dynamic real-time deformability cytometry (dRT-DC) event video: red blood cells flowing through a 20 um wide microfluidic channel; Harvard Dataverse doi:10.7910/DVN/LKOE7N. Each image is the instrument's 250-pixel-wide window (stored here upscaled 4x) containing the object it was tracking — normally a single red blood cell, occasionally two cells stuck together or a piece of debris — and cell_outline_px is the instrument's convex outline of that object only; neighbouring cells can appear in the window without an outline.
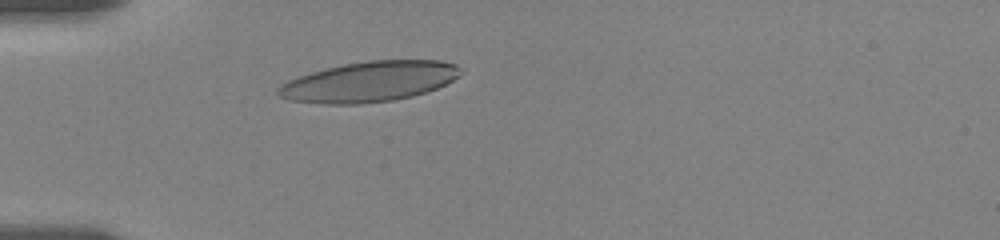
{"species": "human", "species_latin": "Homo sapiens", "temperature_condition": "room temperature", "stored_images_in_passage": 20, "camera_frame_rate_fps": 3000, "um_per_image_px": 0.085, "donor": {"sex": "female"}, "frame": {"image": 1, "passage_image": 5, "time_ms": 3.0, "image_size_px": [1000, 240], "cell_outline_px": [[464, 72], [460, 76], [436, 88], [412, 96], [392, 100], [360, 104], [324, 104], [288, 100], [276, 96], [276, 88], [280, 84], [288, 80], [312, 72], [344, 64], [368, 60], [440, 60], [456, 64]], "centroid_in_image_um": [31.36, 6.94], "position_along_channel_um": 53.6, "area_um2": 42.95}}
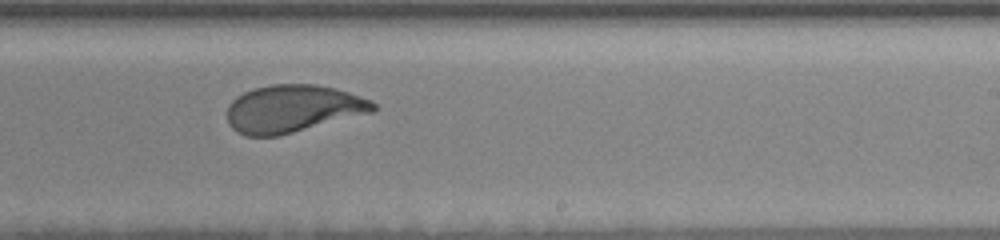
{"frame": {"image": 2, "passage_image": 13, "time_ms": 9.333, "image_size_px": [1000, 240], "cell_outline_px": [[376, 108], [372, 112], [276, 136], [244, 136], [236, 132], [228, 124], [228, 104], [236, 96], [244, 92], [256, 88], [272, 84], [316, 84], [348, 92], [372, 100], [376, 104]], "centroid_in_image_um": [24.85, 9.23], "position_along_channel_um": 264.1, "area_um2": 40.17}}
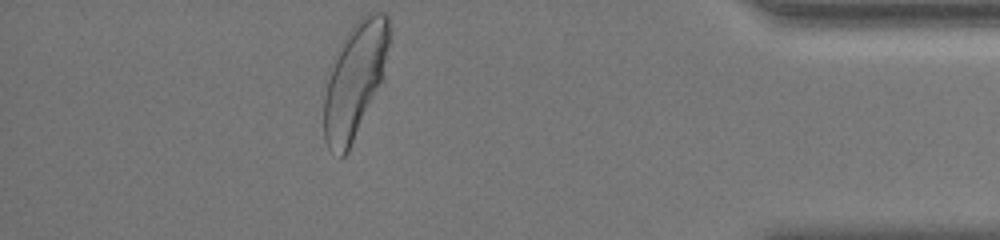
{"frame": {"image": 3, "passage_image": 20, "time_ms": 14.333, "image_size_px": [1000, 240], "cell_outline_px": [[388, 44], [384, 80], [348, 152], [344, 156], [340, 156], [328, 148], [324, 140], [324, 96], [328, 68], [332, 56], [344, 36], [352, 24], [360, 16], [368, 12], [384, 12], [388, 16]], "centroid_in_image_um": [30.14, 6.78], "position_along_channel_um": 405.1, "area_um2": 44.62}, "authors_computed_cell_mechanics": {"area_um2": 40.9224, "velocity_mm_per_s": 3.5303, "shape_relaxation_time_tau1_ms": 3.7355, "shape_relaxation_time_tau2_ms": null, "deformation_change_tau1": 0.1578, "deformation_change_tau2": null}}